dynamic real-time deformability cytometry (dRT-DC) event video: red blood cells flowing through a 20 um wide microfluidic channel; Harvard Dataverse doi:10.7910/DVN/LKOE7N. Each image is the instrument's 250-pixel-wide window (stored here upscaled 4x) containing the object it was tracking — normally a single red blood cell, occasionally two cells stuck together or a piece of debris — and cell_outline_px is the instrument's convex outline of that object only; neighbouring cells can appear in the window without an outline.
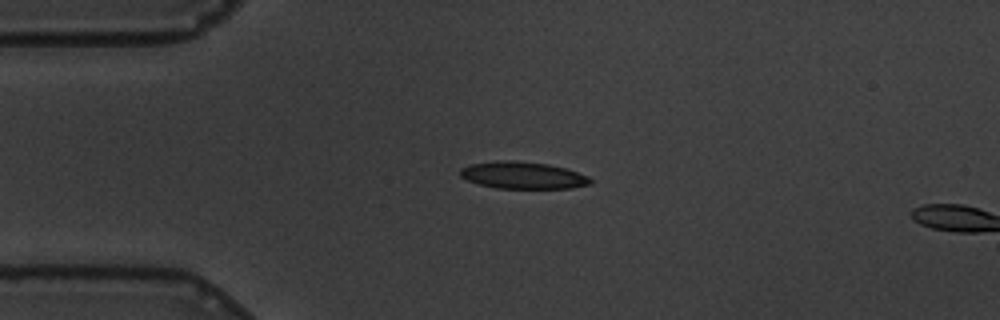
{"species": "common noctule bat (a hibernating species)", "species_latin": "Nyctalus noctula", "temperature_condition": "warm", "stored_images_in_passage": 3, "camera_frame_rate_fps": 3000, "um_per_image_px": 0.085, "animal": {"sex": "male", "body_mass_g": 19.5, "forearm_length_mm": 54.6}, "frame": {"image": 1, "passage_image": 1, "time_ms": 0.0, "image_size_px": [1000, 320], "cell_outline_px": [[592, 184], [572, 188], [496, 188], [480, 184], [468, 180], [460, 176], [460, 168], [468, 164], [500, 160], [508, 160], [548, 164], [564, 168], [588, 176], [592, 180]], "centroid_in_image_um": [44.43, 14.9], "position_along_channel_um": 40.6, "area_um2": 20.4}}